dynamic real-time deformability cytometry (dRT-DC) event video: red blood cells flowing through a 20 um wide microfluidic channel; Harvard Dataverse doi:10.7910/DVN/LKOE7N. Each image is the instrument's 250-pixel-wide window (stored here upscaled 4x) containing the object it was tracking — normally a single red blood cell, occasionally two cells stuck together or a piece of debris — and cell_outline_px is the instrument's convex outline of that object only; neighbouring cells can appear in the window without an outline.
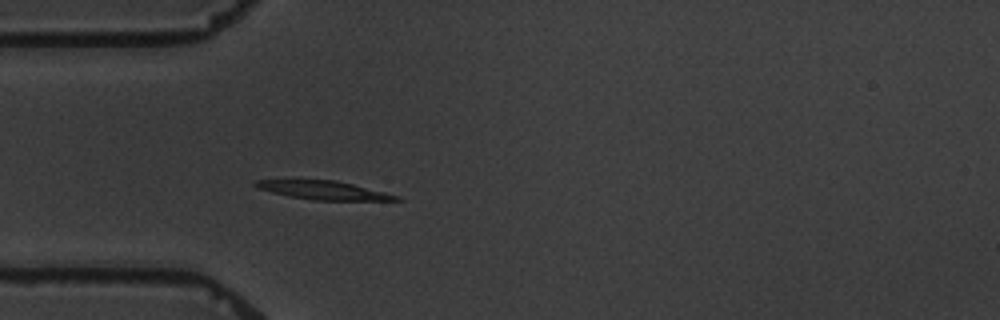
{"species": "common noctule bat (a hibernating species)", "species_latin": "Nyctalus noctula", "temperature_condition": "warm", "stored_images_in_passage": 3, "camera_frame_rate_fps": 3000, "um_per_image_px": 0.085, "animal": {"sex": "male", "body_mass_g": 19.5, "forearm_length_mm": 54.6}, "frame": {"image": 1, "passage_image": 3, "time_ms": 2.333, "image_size_px": [1000, 320], "cell_outline_px": [[404, 200], [312, 200], [272, 192], [260, 188], [252, 184], [256, 180], [336, 180], [400, 196]], "centroid_in_image_um": [27.54, 16.17], "position_along_channel_um": 57.5, "area_um2": 14.85}}